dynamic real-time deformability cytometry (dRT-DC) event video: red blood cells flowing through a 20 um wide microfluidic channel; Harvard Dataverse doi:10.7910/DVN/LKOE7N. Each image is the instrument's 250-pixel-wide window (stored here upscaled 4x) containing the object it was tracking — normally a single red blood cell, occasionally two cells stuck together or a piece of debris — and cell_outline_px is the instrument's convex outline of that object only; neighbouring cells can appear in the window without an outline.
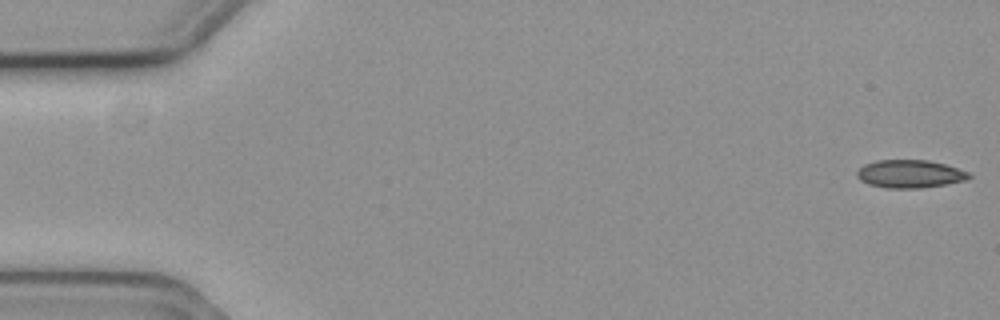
{"species": "common noctule bat (a hibernating species)", "species_latin": "Nyctalus noctula", "temperature_condition": "cold", "stored_images_in_passage": 5, "camera_frame_rate_fps": 3000, "um_per_image_px": 0.085, "animal": {"sex": "female", "body_mass_g": 19.3, "forearm_length_mm": 54.1}, "frame": {"image": 1, "passage_image": 1, "time_ms": 0.0, "image_size_px": [1000, 320], "cell_outline_px": [[972, 176], [968, 180], [920, 188], [884, 188], [868, 184], [860, 180], [856, 176], [856, 172], [864, 164], [876, 160], [928, 160], [944, 164], [968, 172]], "centroid_in_image_um": [77.31, 14.78], "position_along_channel_um": 7.7, "area_um2": 18.26}}
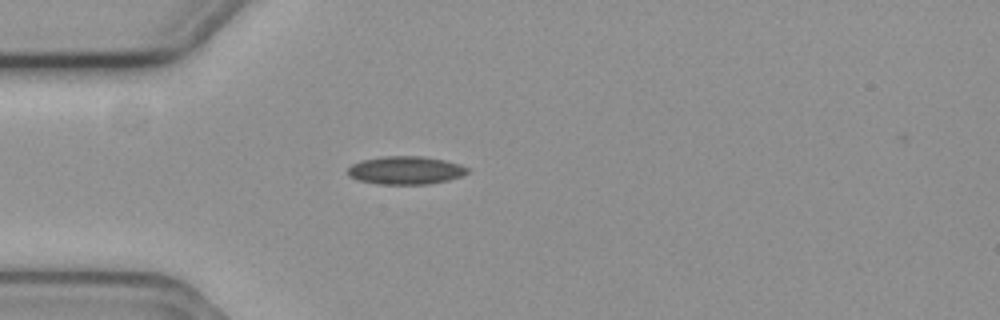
{"frame": {"image": 2, "passage_image": 4, "time_ms": 1.0, "image_size_px": [1000, 320], "cell_outline_px": [[468, 172], [460, 176], [448, 180], [428, 184], [376, 184], [356, 180], [348, 176], [348, 168], [352, 164], [360, 160], [380, 156], [424, 156], [444, 160], [460, 164], [468, 168]], "centroid_in_image_um": [34.43, 14.47], "position_along_channel_um": 50.6, "area_um2": 19.77}}